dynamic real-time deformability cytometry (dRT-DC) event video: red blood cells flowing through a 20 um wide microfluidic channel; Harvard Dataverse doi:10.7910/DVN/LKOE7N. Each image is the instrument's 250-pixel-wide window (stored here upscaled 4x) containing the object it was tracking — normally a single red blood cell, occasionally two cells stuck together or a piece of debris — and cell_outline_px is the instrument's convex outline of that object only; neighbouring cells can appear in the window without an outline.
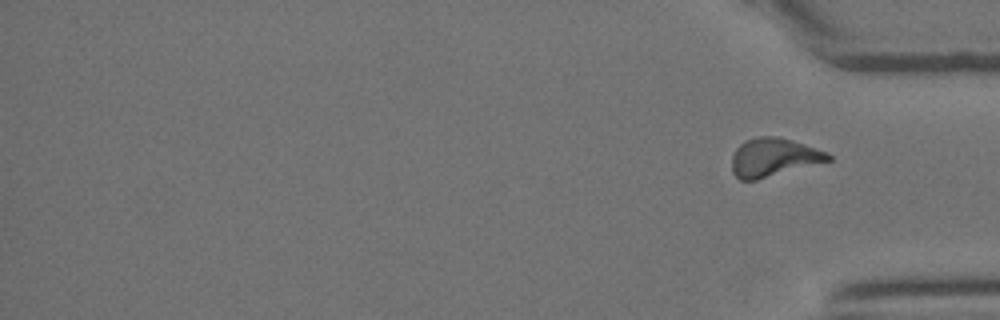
{"species": "Egyptian fruit bat (a non-hibernating species)", "species_latin": "Rousettus aegyptiacus", "temperature_condition": "room temperature", "stored_images_in_passage": 34, "segment_of_instrument_passage": [2, 2], "camera_frame_rate_fps": 3000, "um_per_image_px": 0.085, "animal": {"sex": "female"}, "frame": {"image": 1, "passage_image": 34, "time_ms": 11.0, "image_size_px": [1000, 320], "cell_outline_px": [[832, 160], [756, 180], [740, 180], [732, 172], [732, 156], [736, 148], [744, 140], [760, 136], [776, 136], [792, 140], [828, 152], [832, 156]], "centroid_in_image_um": [65.75, 13.37], "position_along_channel_um": 369.5, "area_um2": 21.56}}